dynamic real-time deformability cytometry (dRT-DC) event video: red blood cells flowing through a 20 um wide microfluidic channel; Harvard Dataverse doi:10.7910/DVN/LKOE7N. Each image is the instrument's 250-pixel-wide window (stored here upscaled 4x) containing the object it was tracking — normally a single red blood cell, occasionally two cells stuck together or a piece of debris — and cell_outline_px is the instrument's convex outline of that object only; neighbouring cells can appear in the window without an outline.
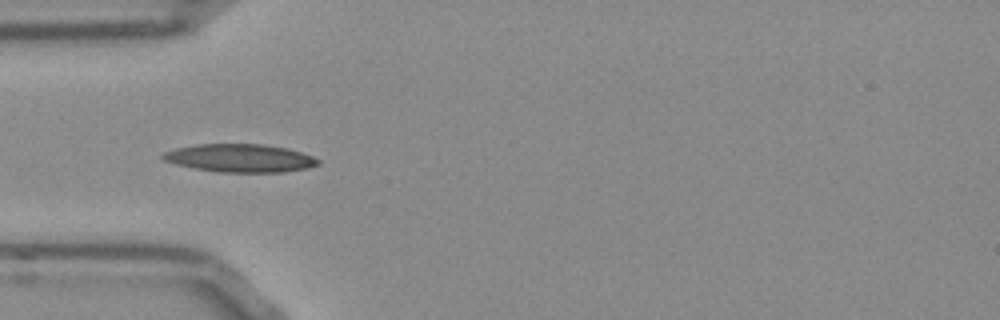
{"species": "Egyptian fruit bat (a non-hibernating species)", "species_latin": "Rousettus aegyptiacus", "temperature_condition": "room temperature", "stored_images_in_passage": 37, "camera_frame_rate_fps": 3000, "um_per_image_px": 0.085, "frame": {"image": 1, "passage_image": 1, "time_ms": 0.0, "image_size_px": [1000, 320], "cell_outline_px": [[320, 164], [308, 168], [284, 172], [220, 172], [196, 168], [176, 164], [164, 160], [160, 156], [164, 152], [176, 148], [196, 144], [264, 144], [288, 148], [312, 156], [320, 160]], "centroid_in_image_um": [20.43, 13.43], "position_along_channel_um": 64.6, "area_um2": 25.37}}
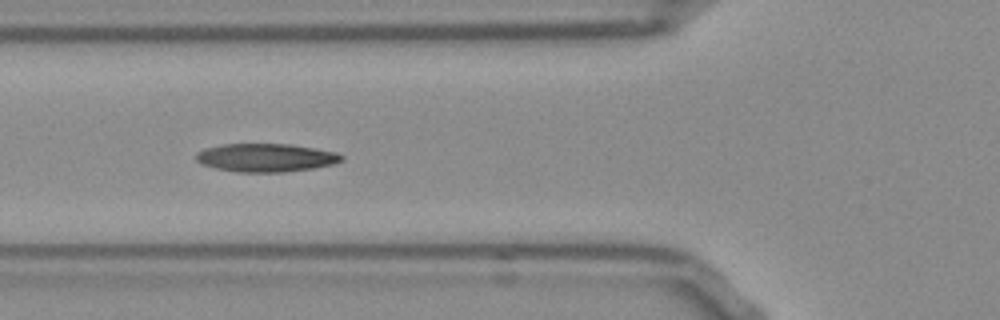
{"frame": {"image": 2, "passage_image": 4, "time_ms": 1.0, "image_size_px": [1000, 320], "cell_outline_px": [[344, 160], [332, 164], [312, 168], [280, 172], [236, 172], [216, 168], [204, 164], [196, 160], [196, 152], [204, 148], [224, 144], [288, 144], [336, 152], [344, 156]], "centroid_in_image_um": [22.58, 13.4], "position_along_channel_um": 103.2, "area_um2": 23.76}}
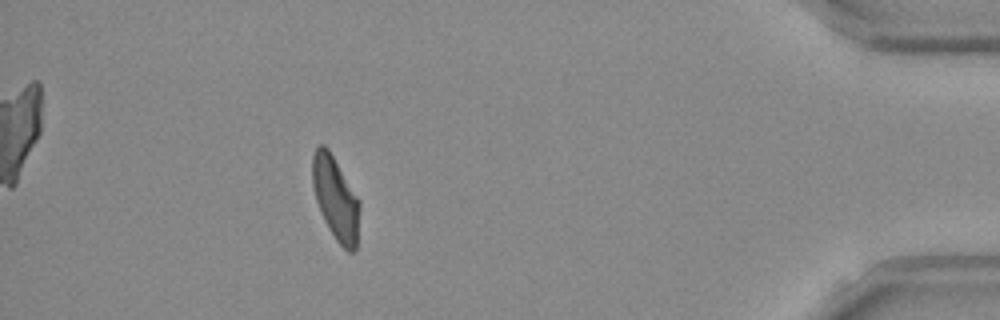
{"frame": {"image": 3, "passage_image": 32, "time_ms": 10.333, "image_size_px": [1000, 320], "cell_outline_px": [[360, 208], [356, 248], [352, 252], [348, 252], [336, 240], [328, 228], [324, 220], [316, 200], [312, 184], [312, 156], [316, 148], [320, 144], [324, 144], [328, 148], [360, 200]], "centroid_in_image_um": [28.53, 16.85], "position_along_channel_um": 406.7, "area_um2": 22.89}, "authors_computed_cell_mechanics": {"area_um2": 23.409, "velocity_mm_per_s": 3.8526, "shape_relaxation_time_tau1_ms": 5.9849, "shape_relaxation_time_tau2_ms": 2.6308, "deformation_change_tau1": 0.1924, "deformation_change_tau2": 0.0885}}